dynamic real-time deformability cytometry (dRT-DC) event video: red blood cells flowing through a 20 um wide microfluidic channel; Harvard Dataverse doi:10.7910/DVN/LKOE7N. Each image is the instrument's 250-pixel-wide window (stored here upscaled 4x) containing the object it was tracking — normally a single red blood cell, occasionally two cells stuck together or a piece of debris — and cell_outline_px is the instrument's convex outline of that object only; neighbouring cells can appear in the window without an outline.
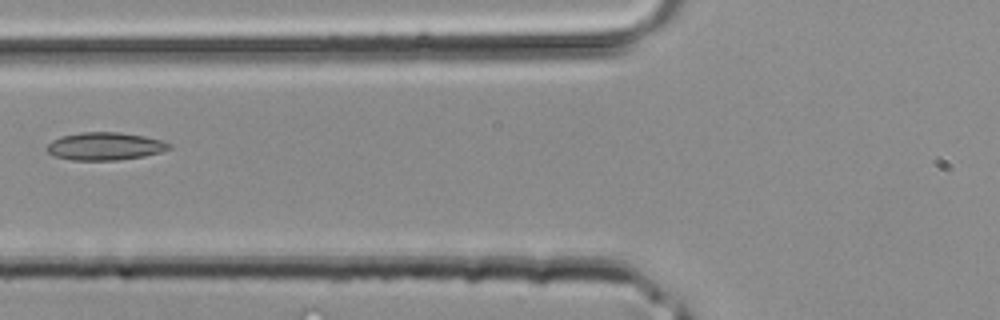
{"species": "common noctule bat (a hibernating species)", "species_latin": "Nyctalus noctula", "temperature_condition": "room temperature", "stored_images_in_passage": 2, "camera_frame_rate_fps": 3000, "um_per_image_px": 0.085, "animal": {"sex": "male", "body_mass_g": 20.4}, "frame": {"image": 1, "passage_image": 2, "time_ms": 0.333, "image_size_px": [1000, 320], "cell_outline_px": [[172, 148], [160, 152], [144, 156], [116, 160], [72, 160], [56, 156], [48, 152], [48, 144], [52, 140], [60, 136], [80, 132], [120, 132], [144, 136], [160, 140], [172, 144]], "centroid_in_image_um": [8.94, 12.42], "position_along_channel_um": 116.9, "area_um2": 19.71}}